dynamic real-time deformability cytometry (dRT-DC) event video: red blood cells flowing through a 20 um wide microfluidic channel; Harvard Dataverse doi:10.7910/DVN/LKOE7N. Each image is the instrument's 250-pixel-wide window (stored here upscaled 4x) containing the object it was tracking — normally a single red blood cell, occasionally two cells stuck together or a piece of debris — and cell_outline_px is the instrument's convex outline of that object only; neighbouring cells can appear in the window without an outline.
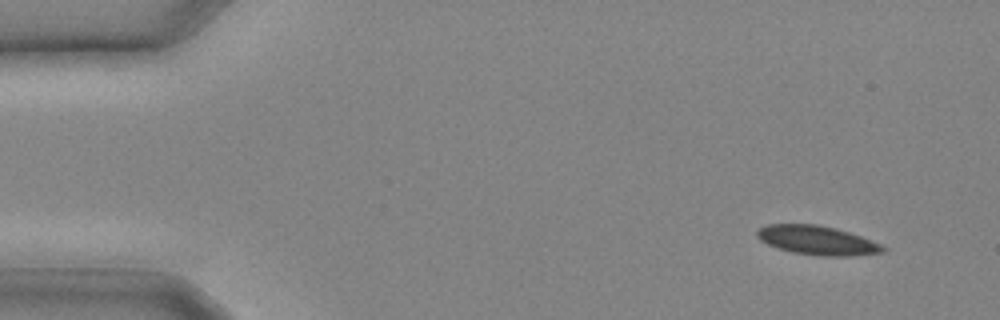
{"species": "common noctule bat (a hibernating species)", "species_latin": "Nyctalus noctula", "temperature_condition": "cold", "stored_images_in_passage": 12, "camera_frame_rate_fps": 3000, "um_per_image_px": 0.085, "animal": {"sex": "male", "body_mass_g": 20.4}, "frame": {"image": 1, "passage_image": 1, "time_ms": 0.0, "image_size_px": [1000, 320], "cell_outline_px": [[888, 248], [884, 252], [852, 256], [820, 256], [792, 252], [768, 244], [760, 240], [756, 236], [756, 232], [760, 228], [768, 224], [816, 224], [836, 228], [860, 236], [880, 244]], "centroid_in_image_um": [69.47, 20.43], "position_along_channel_um": 15.5, "area_um2": 21.21}}
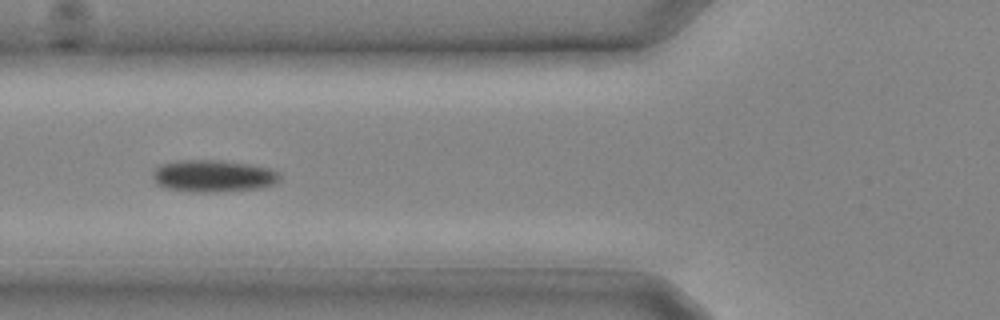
{"frame": {"image": 2, "passage_image": 9, "time_ms": 2.667, "image_size_px": [1000, 320], "cell_outline_px": [[280, 180], [272, 184], [260, 188], [216, 192], [192, 192], [164, 188], [156, 184], [152, 176], [156, 168], [160, 164], [176, 160], [220, 160], [248, 164], [272, 168], [280, 172]], "centroid_in_image_um": [18.11, 14.95], "position_along_channel_um": 107.7, "area_um2": 23.99}}
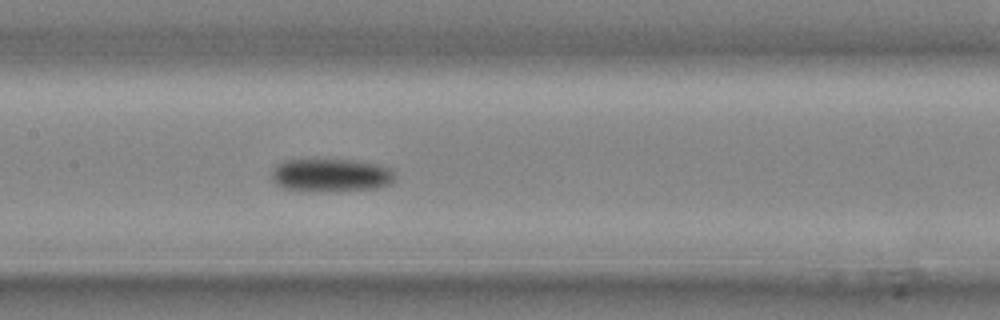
{"frame": {"image": 3, "passage_image": 12, "time_ms": 3.667, "image_size_px": [1000, 320], "cell_outline_px": [[396, 180], [392, 184], [376, 188], [284, 188], [276, 184], [272, 180], [272, 168], [276, 164], [284, 160], [356, 160], [380, 164], [392, 168], [396, 172]], "centroid_in_image_um": [28.22, 14.82], "position_along_channel_um": 179.2, "area_um2": 22.95}}